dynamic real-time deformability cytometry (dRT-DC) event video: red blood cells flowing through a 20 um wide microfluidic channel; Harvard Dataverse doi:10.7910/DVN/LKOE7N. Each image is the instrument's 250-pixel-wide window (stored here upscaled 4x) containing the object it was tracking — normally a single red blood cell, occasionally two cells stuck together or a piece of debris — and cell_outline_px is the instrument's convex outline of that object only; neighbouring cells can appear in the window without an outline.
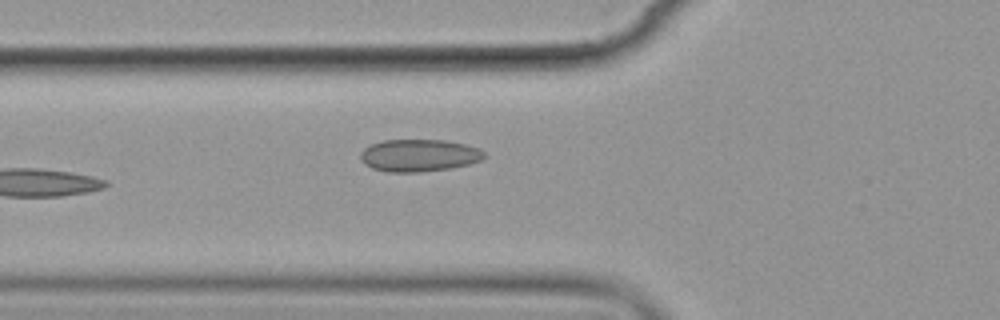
{"species": "common noctule bat (a hibernating species)", "species_latin": "Nyctalus noctula", "temperature_condition": "cold", "stored_images_in_passage": 6, "camera_frame_rate_fps": 3000, "um_per_image_px": 0.085, "animal": {"sex": "female", "body_mass_g": 19.9}, "frame": {"image": 1, "passage_image": 6, "time_ms": 6.0, "image_size_px": [1000, 320], "cell_outline_px": [[484, 156], [480, 160], [468, 164], [452, 168], [420, 172], [388, 172], [372, 168], [364, 164], [360, 160], [360, 152], [364, 148], [372, 144], [384, 140], [444, 140], [464, 144], [480, 148], [484, 152]], "centroid_in_image_um": [35.59, 13.21], "position_along_channel_um": 90.2, "area_um2": 23.29}}